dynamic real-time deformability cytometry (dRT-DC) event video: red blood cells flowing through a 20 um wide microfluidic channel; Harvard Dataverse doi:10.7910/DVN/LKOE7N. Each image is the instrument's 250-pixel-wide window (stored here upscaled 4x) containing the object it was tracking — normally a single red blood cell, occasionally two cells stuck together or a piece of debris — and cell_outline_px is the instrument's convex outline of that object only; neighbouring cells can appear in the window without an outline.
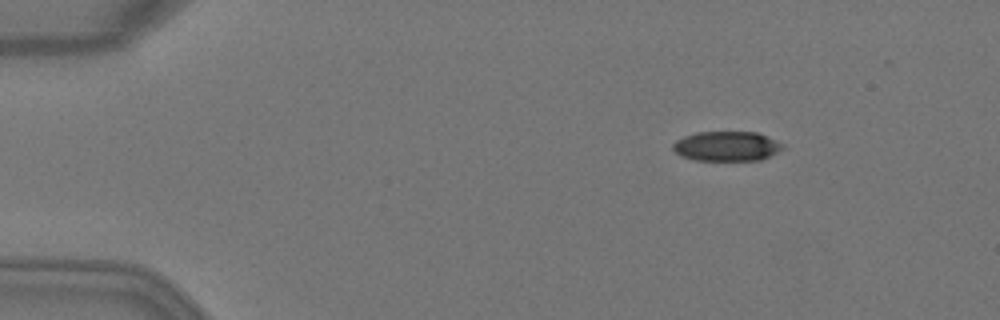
{"species": "Egyptian fruit bat (a non-hibernating species)", "species_latin": "Rousettus aegyptiacus", "temperature_condition": "warm", "stored_images_in_passage": 4, "camera_frame_rate_fps": 3000, "um_per_image_px": 0.085, "animal": {"sex": "female"}, "frame": {"image": 1, "passage_image": 1, "time_ms": 0.0, "image_size_px": [1000, 320], "cell_outline_px": [[784, 148], [760, 160], [692, 160], [680, 156], [672, 148], [672, 144], [676, 140], [684, 136], [696, 132], [760, 132], [784, 144]], "centroid_in_image_um": [61.75, 12.42], "position_along_channel_um": 23.2, "area_um2": 19.13}}
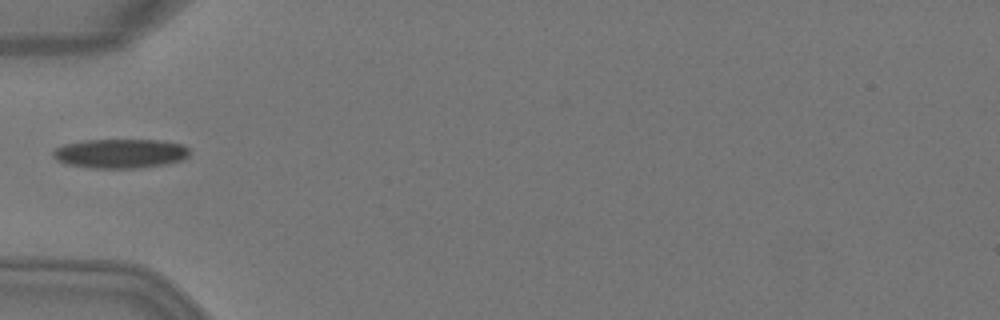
{"frame": {"image": 2, "passage_image": 3, "time_ms": 0.667, "image_size_px": [1000, 320], "cell_outline_px": [[188, 156], [184, 160], [164, 164], [136, 168], [88, 168], [64, 164], [56, 160], [52, 156], [52, 152], [56, 148], [64, 144], [84, 140], [160, 140], [184, 144], [188, 148]], "centroid_in_image_um": [10.2, 13.05], "position_along_channel_um": 74.8, "area_um2": 23.52}}
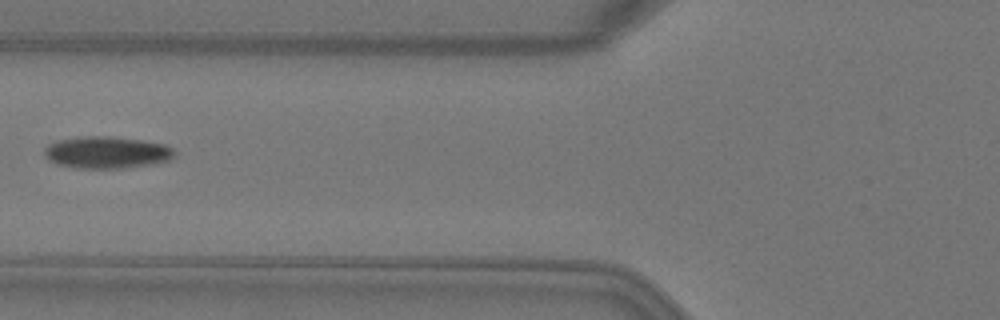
{"frame": {"image": 3, "passage_image": 4, "time_ms": 1.0, "image_size_px": [1000, 320], "cell_outline_px": [[176, 156], [172, 160], [152, 164], [120, 168], [76, 168], [56, 164], [48, 160], [44, 156], [44, 148], [48, 144], [56, 140], [76, 136], [112, 136], [140, 140], [164, 144], [172, 148], [176, 152]], "centroid_in_image_um": [9.05, 12.95], "position_along_channel_um": 116.8, "area_um2": 24.62}}